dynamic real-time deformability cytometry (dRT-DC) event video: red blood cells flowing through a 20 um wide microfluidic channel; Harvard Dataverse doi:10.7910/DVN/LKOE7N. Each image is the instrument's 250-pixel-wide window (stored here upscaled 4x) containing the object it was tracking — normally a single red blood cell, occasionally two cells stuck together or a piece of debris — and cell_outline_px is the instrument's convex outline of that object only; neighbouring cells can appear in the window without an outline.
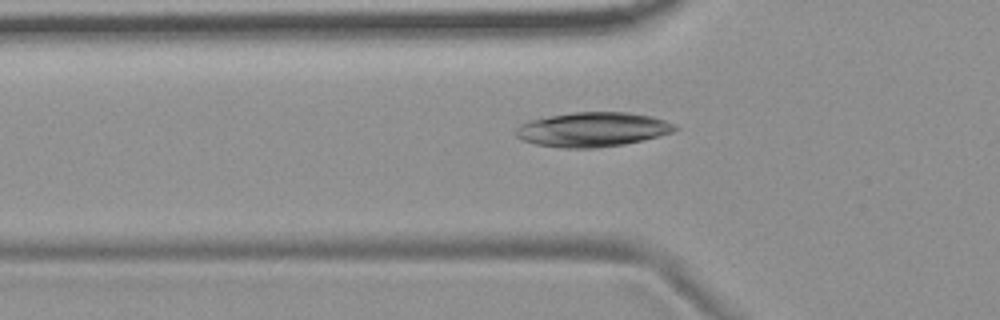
{"species": "common noctule bat (a hibernating species)", "species_latin": "Nyctalus noctula", "temperature_condition": "room temperature", "stored_images_in_passage": 39, "camera_frame_rate_fps": 3000, "um_per_image_px": 0.085, "animal": {"sex": "female", "body_mass_g": 19.9}, "frame": {"image": 1, "passage_image": 3, "time_ms": 0.667, "image_size_px": [1000, 320], "cell_outline_px": [[680, 128], [672, 132], [624, 144], [596, 148], [564, 148], [536, 144], [524, 140], [516, 136], [516, 128], [520, 124], [532, 120], [548, 116], [572, 112], [628, 112], [652, 116], [664, 120]], "centroid_in_image_um": [50.36, 11.0], "position_along_channel_um": 75.4, "area_um2": 31.67}}
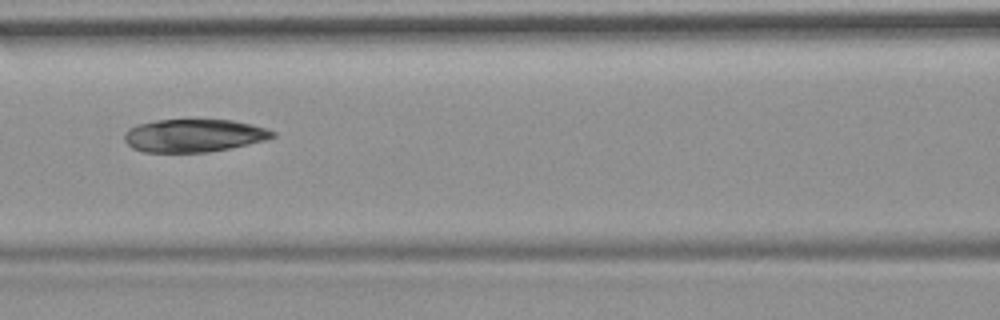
{"frame": {"image": 2, "passage_image": 9, "time_ms": 2.667, "image_size_px": [1000, 320], "cell_outline_px": [[276, 136], [264, 140], [248, 144], [208, 152], [144, 152], [132, 148], [124, 140], [124, 132], [128, 128], [136, 124], [156, 120], [232, 120], [252, 124], [268, 128], [276, 132]], "centroid_in_image_um": [16.46, 11.51], "position_along_channel_um": 150.1, "area_um2": 28.5}}
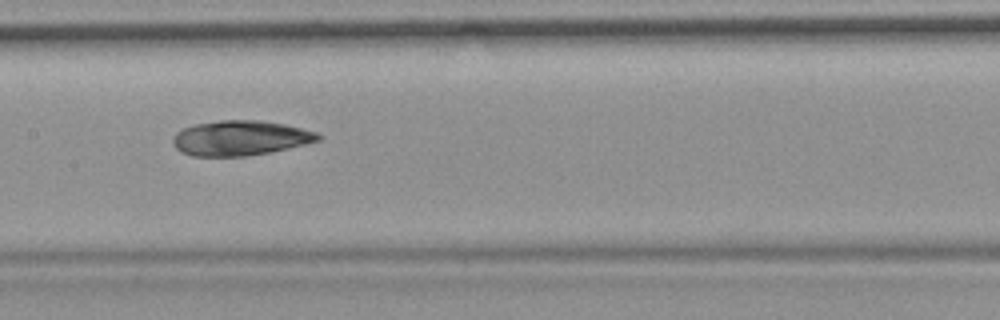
{"frame": {"image": 3, "passage_image": 12, "time_ms": 3.667, "image_size_px": [1000, 320], "cell_outline_px": [[320, 140], [288, 148], [268, 152], [244, 156], [192, 156], [180, 152], [172, 144], [172, 140], [176, 132], [192, 124], [220, 120], [260, 120], [284, 124], [316, 132], [320, 136]], "centroid_in_image_um": [20.36, 11.73], "position_along_channel_um": 187.0, "area_um2": 29.48}}